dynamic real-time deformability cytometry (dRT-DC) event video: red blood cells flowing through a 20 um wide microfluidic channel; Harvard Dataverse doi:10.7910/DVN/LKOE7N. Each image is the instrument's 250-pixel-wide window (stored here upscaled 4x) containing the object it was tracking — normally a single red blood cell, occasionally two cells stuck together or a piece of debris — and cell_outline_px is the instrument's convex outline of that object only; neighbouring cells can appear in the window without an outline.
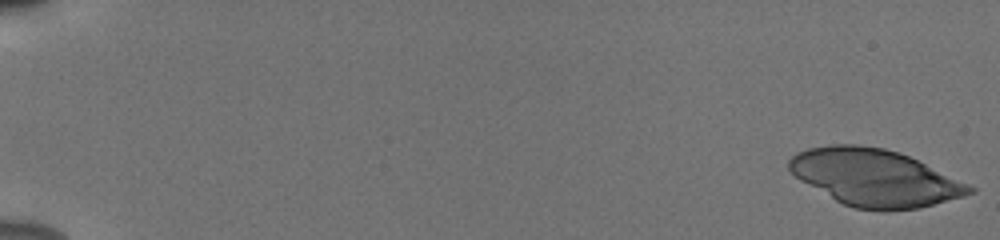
{"species": "human", "species_latin": "Homo sapiens", "temperature_condition": "cold", "stored_images_in_passage": 53, "camera_frame_rate_fps": 3000, "um_per_image_px": 0.085, "donor": {"sex": "male"}, "frame": {"image": 1, "passage_image": 1, "time_ms": 0.0, "image_size_px": [1000, 240], "cell_outline_px": [[976, 192], [964, 196], [920, 208], [888, 212], [880, 212], [856, 208], [844, 204], [836, 200], [800, 180], [788, 168], [788, 160], [796, 152], [808, 148], [828, 144], [856, 144], [884, 148], [900, 152], [968, 184], [976, 188]], "centroid_in_image_um": [74.35, 15.11], "position_along_channel_um": 10.6, "area_um2": 59.88}}
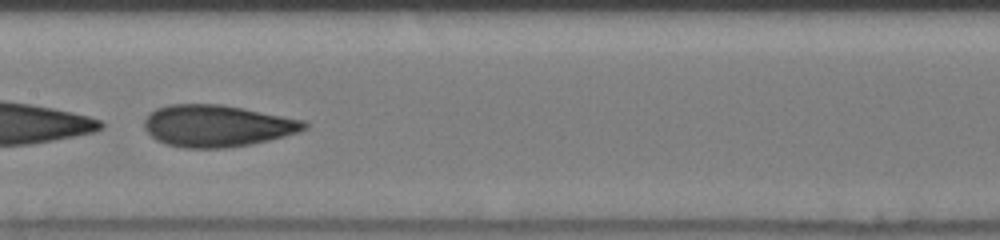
{"frame": {"image": 2, "passage_image": 30, "time_ms": 9.667, "image_size_px": [1000, 240], "cell_outline_px": [[308, 128], [284, 136], [252, 144], [224, 148], [184, 148], [168, 144], [156, 140], [144, 128], [144, 120], [148, 112], [156, 108], [168, 104], [220, 104], [304, 120], [308, 124]], "centroid_in_image_um": [18.41, 10.69], "position_along_channel_um": 189.0, "area_um2": 38.9}}